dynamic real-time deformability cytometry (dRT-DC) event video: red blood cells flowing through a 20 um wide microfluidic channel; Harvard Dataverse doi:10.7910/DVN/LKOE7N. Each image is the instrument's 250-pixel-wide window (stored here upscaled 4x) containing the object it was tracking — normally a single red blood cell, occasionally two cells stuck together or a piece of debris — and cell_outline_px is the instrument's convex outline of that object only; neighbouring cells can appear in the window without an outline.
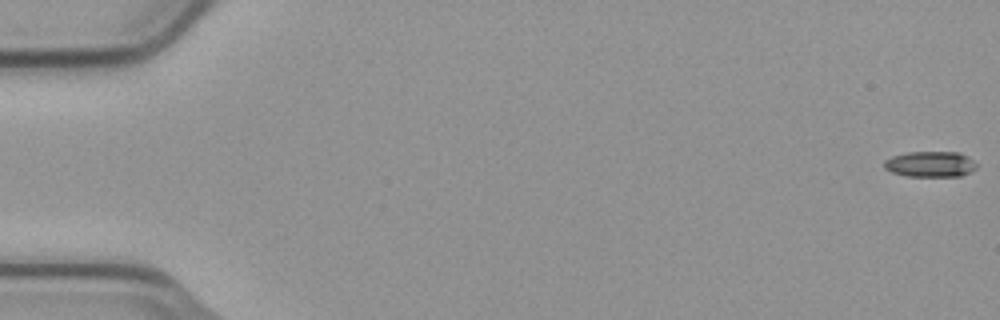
{"species": "common noctule bat (a hibernating species)", "species_latin": "Nyctalus noctula", "temperature_condition": "cold", "stored_images_in_passage": 54, "camera_frame_rate_fps": 3000, "um_per_image_px": 0.085, "animal": {"sex": "male", "body_mass_g": 23.1, "forearm_length_mm": 52.7}, "frame": {"image": 1, "passage_image": 1, "time_ms": 0.0, "image_size_px": [1000, 320], "cell_outline_px": [[976, 168], [960, 176], [908, 176], [892, 172], [884, 168], [884, 160], [892, 156], [908, 152], [960, 152], [968, 156], [976, 164]], "centroid_in_image_um": [79.06, 13.94], "position_along_channel_um": 5.9, "area_um2": 13.76}}
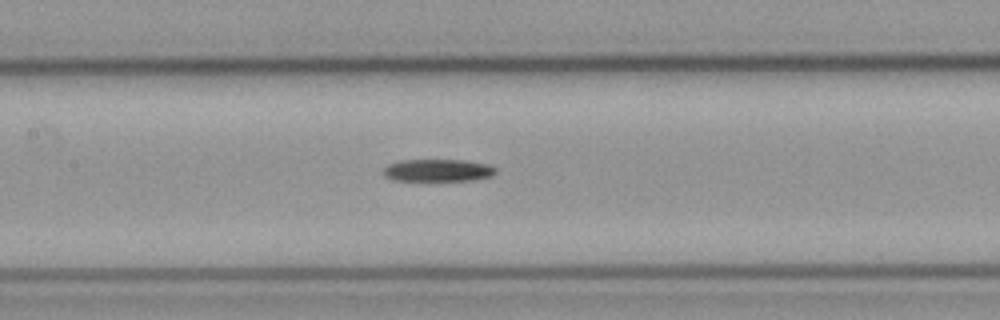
{"frame": {"image": 2, "passage_image": 27, "time_ms": 8.667, "image_size_px": [1000, 320], "cell_outline_px": [[496, 172], [492, 176], [472, 180], [392, 180], [384, 176], [384, 168], [388, 164], [400, 160], [464, 160], [492, 164], [496, 168]], "centroid_in_image_um": [37.25, 14.47], "position_along_channel_um": 170.1, "area_um2": 14.68}}
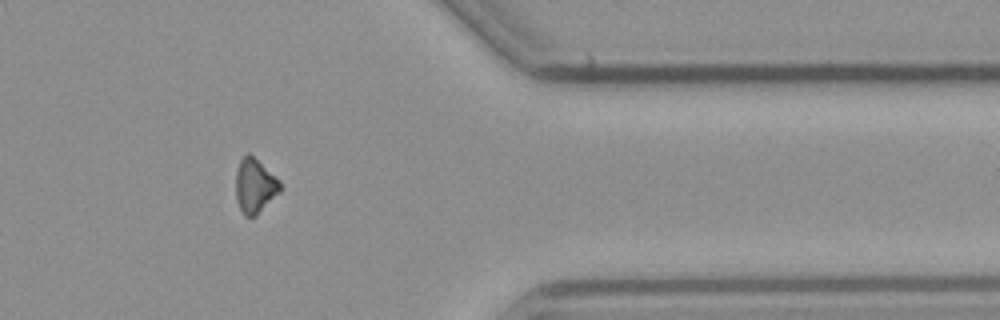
{"frame": {"image": 3, "passage_image": 46, "time_ms": 15.0, "image_size_px": [1000, 320], "cell_outline_px": [[280, 192], [256, 216], [244, 216], [236, 200], [236, 172], [240, 160], [248, 152], [280, 180]], "centroid_in_image_um": [21.65, 15.81], "position_along_channel_um": 389.7, "area_um2": 13.93}}